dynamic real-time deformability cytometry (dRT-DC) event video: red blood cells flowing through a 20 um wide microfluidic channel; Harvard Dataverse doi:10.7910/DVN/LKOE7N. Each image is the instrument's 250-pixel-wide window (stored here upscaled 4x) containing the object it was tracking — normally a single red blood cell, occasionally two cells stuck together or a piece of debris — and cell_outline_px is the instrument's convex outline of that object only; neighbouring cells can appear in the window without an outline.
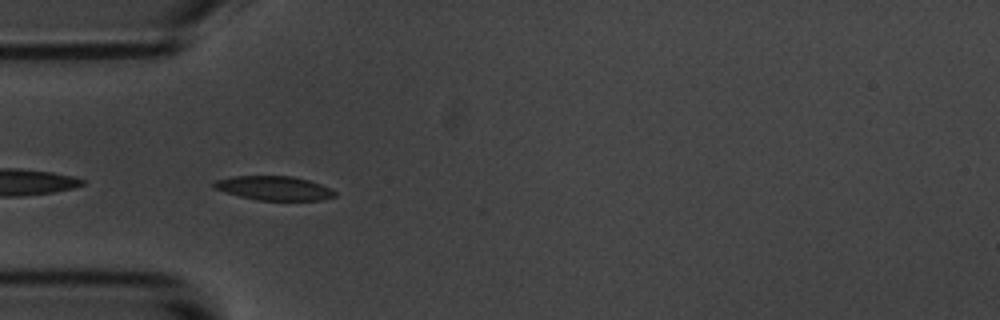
{"species": "common noctule bat (a hibernating species)", "species_latin": "Nyctalus noctula", "temperature_condition": "room temperature", "stored_images_in_passage": 6, "camera_frame_rate_fps": 3000, "um_per_image_px": 0.085, "animal": {"sex": "male", "body_mass_g": 20.1, "forearm_length_mm": 53.5}, "frame": {"image": 1, "passage_image": 5, "time_ms": 5.667, "image_size_px": [1000, 320], "cell_outline_px": [[336, 196], [320, 200], [256, 200], [224, 192], [212, 188], [212, 184], [216, 180], [232, 176], [292, 176], [308, 180], [320, 184], [336, 192]], "centroid_in_image_um": [23.24, 15.99], "position_along_channel_um": 61.8, "area_um2": 16.94}}